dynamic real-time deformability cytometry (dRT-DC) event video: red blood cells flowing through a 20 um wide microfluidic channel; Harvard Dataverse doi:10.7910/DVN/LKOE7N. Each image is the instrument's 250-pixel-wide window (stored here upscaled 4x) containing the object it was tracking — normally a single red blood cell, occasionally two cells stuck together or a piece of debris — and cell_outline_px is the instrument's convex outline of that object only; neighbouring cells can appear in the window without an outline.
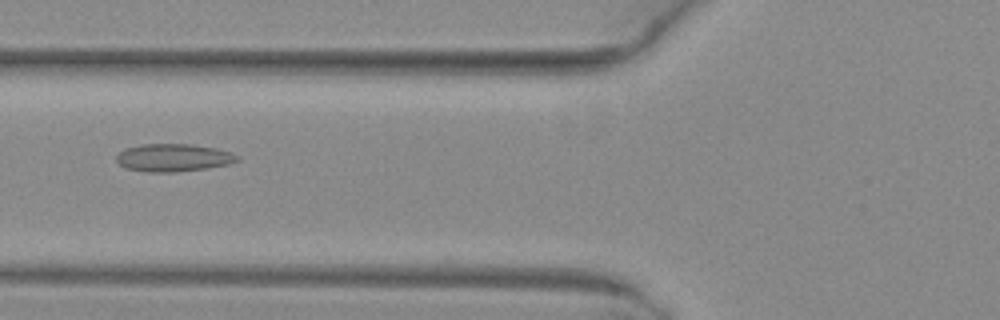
{"species": "common noctule bat (a hibernating species)", "species_latin": "Nyctalus noctula", "temperature_condition": "warm", "stored_images_in_passage": 15, "camera_frame_rate_fps": 3000, "um_per_image_px": 0.085, "animal": {"sex": "female", "body_mass_g": 29.2, "forearm_length_mm": 56.3}, "frame": {"image": 1, "passage_image": 5, "time_ms": 1.333, "image_size_px": [1000, 320], "cell_outline_px": [[240, 160], [228, 164], [204, 168], [176, 172], [148, 172], [128, 168], [120, 164], [116, 160], [116, 156], [124, 148], [144, 144], [192, 144], [216, 148], [232, 152], [240, 156]], "centroid_in_image_um": [14.77, 13.39], "position_along_channel_um": 111.0, "area_um2": 19.48}}